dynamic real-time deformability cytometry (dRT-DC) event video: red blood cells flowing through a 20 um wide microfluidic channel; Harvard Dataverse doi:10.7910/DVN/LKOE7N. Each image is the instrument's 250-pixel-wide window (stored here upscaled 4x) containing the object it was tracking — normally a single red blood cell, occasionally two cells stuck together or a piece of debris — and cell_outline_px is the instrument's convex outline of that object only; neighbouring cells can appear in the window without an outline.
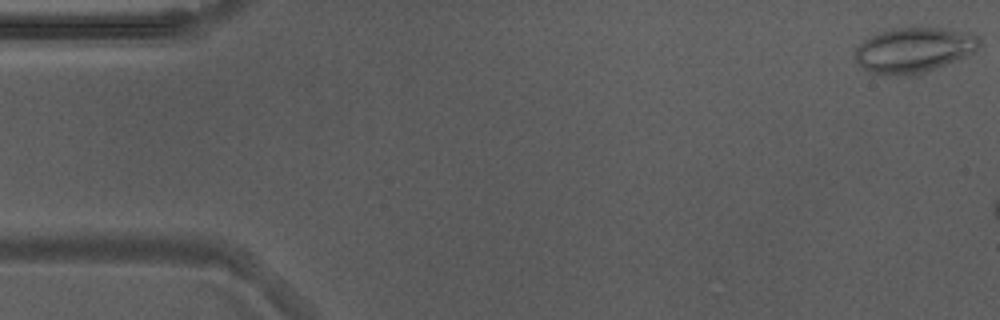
{"species": "Egyptian fruit bat (a non-hibernating species)", "species_latin": "Rousettus aegyptiacus", "temperature_condition": "warm", "stored_images_in_passage": 11, "camera_frame_rate_fps": 3000, "um_per_image_px": 0.085, "animal": {"sex": "male"}, "frame": {"image": 1, "passage_image": 1, "time_ms": 0.0, "image_size_px": [1000, 320], "cell_outline_px": [[980, 44], [972, 52], [964, 56], [944, 64], [932, 68], [916, 72], [896, 76], [868, 72], [856, 60], [852, 52], [864, 40], [872, 36], [884, 32], [900, 28], [936, 28], [972, 32], [980, 40]], "centroid_in_image_um": [77.64, 4.23], "position_along_channel_um": 7.4, "area_um2": 31.62}}